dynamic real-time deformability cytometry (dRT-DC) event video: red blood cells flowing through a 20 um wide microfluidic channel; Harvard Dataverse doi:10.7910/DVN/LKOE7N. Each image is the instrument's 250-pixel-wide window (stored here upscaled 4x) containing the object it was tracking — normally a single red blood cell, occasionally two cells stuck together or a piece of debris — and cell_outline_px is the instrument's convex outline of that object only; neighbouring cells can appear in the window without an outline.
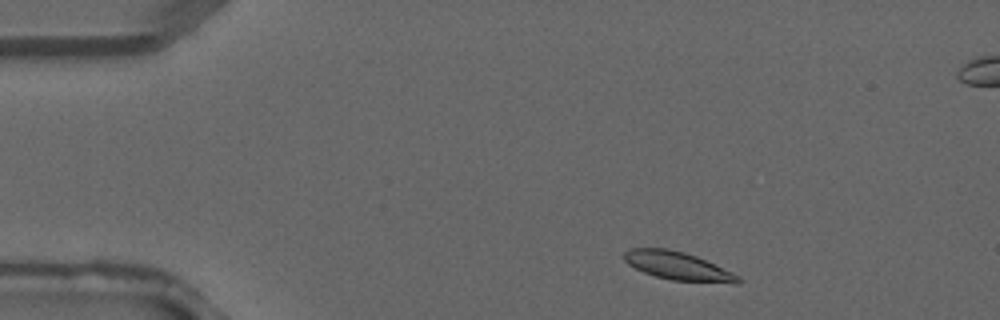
{"species": "common noctule bat (a hibernating species)", "species_latin": "Nyctalus noctula", "temperature_condition": "warm", "stored_images_in_passage": 2, "segment_of_instrument_passage": [2, 2], "camera_frame_rate_fps": 3000, "um_per_image_px": 0.085, "animal": {"sex": "male", "forearm_length_mm": 52.5}, "frame": {"image": 1, "passage_image": 2, "time_ms": 0.333, "image_size_px": [1000, 320], "cell_outline_px": [[740, 284], [736, 284], [672, 280], [656, 276], [644, 272], [628, 264], [624, 260], [624, 252], [632, 248], [668, 248], [684, 252], [696, 256], [732, 272], [740, 276]], "centroid_in_image_um": [57.64, 22.61], "position_along_channel_um": 27.4, "area_um2": 18.67}}